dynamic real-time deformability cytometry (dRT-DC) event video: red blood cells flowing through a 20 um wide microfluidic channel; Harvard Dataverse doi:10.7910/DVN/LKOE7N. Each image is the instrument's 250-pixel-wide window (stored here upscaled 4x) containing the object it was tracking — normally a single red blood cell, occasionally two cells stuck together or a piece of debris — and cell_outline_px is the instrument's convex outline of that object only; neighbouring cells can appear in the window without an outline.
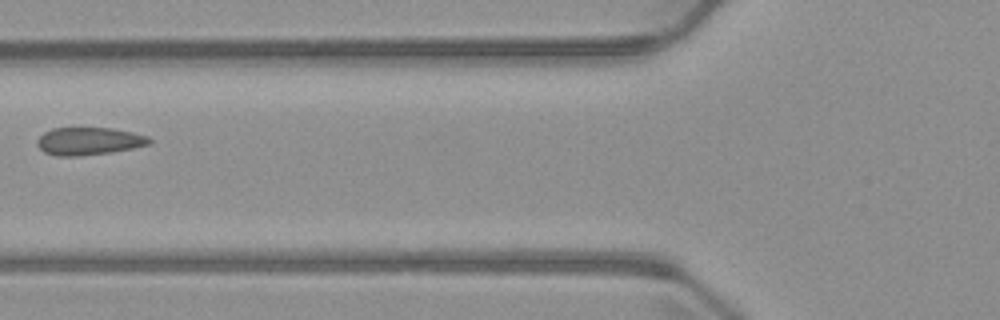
{"species": "common noctule bat (a hibernating species)", "species_latin": "Nyctalus noctula", "temperature_condition": "warm", "stored_images_in_passage": 3, "camera_frame_rate_fps": 3000, "um_per_image_px": 0.085, "animal": {"sex": "male", "body_mass_g": 23.1, "forearm_length_mm": 52.7}, "frame": {"image": 1, "passage_image": 3, "time_ms": 2.667, "image_size_px": [1000, 320], "cell_outline_px": [[152, 144], [112, 152], [80, 156], [56, 156], [44, 152], [36, 144], [36, 140], [44, 132], [52, 128], [112, 128], [132, 132], [148, 136], [152, 140]], "centroid_in_image_um": [7.56, 12.0], "position_along_channel_um": 118.2, "area_um2": 18.21}}